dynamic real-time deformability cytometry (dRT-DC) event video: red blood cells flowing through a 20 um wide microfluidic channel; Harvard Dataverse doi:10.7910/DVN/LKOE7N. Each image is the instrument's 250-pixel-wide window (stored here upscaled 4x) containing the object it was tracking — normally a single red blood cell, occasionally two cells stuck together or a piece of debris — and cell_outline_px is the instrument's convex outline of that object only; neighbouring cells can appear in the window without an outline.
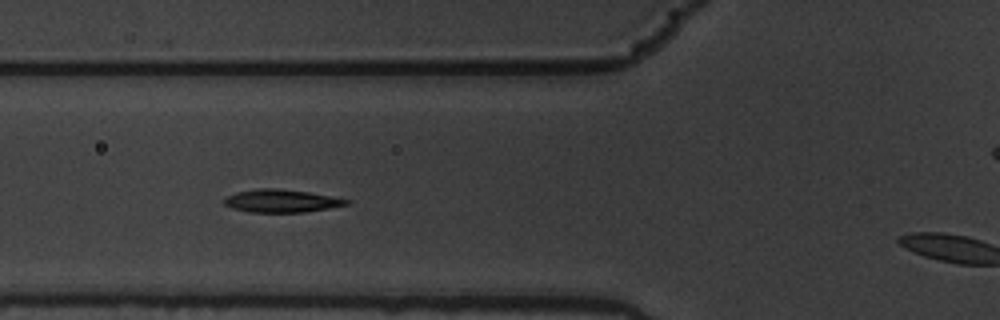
{"species": "common noctule bat (a hibernating species)", "species_latin": "Nyctalus noctula", "temperature_condition": "warm", "stored_images_in_passage": 7, "segment_of_instrument_passage": [1, 2], "camera_frame_rate_fps": 3000, "um_per_image_px": 0.085, "animal": {"sex": "male", "body_mass_g": 19.5, "forearm_length_mm": 54.6}, "frame": {"image": 1, "passage_image": 6, "time_ms": 1.667, "image_size_px": [1000, 320], "cell_outline_px": [[348, 204], [328, 208], [304, 212], [248, 212], [232, 208], [224, 204], [224, 200], [228, 196], [236, 192], [256, 188], [276, 188], [308, 192], [348, 200]], "centroid_in_image_um": [23.85, 17.07], "position_along_channel_um": 102.0, "area_um2": 16.01}}